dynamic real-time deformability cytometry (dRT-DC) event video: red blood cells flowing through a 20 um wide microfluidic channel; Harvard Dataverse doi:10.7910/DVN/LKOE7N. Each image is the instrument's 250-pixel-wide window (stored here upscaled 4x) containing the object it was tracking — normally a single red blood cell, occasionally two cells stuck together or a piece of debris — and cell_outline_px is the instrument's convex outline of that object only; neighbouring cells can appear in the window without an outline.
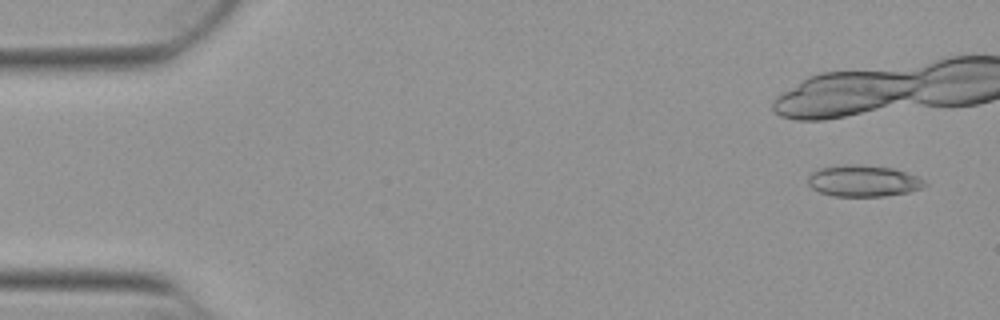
{"species": "Egyptian fruit bat (a non-hibernating species)", "species_latin": "Rousettus aegyptiacus", "temperature_condition": "warm", "stored_images_in_passage": 12, "camera_frame_rate_fps": 3000, "um_per_image_px": 0.085, "animal": {"sex": "female"}, "frame": {"image": 1, "passage_image": 3, "time_ms": 0.667, "image_size_px": [1000, 320], "cell_outline_px": [[928, 184], [920, 188], [908, 192], [884, 196], [832, 196], [820, 192], [812, 188], [808, 184], [808, 176], [812, 172], [820, 168], [844, 164], [856, 164], [892, 168], [920, 176]], "centroid_in_image_um": [73.38, 15.37], "position_along_channel_um": 11.6, "area_um2": 21.44}}